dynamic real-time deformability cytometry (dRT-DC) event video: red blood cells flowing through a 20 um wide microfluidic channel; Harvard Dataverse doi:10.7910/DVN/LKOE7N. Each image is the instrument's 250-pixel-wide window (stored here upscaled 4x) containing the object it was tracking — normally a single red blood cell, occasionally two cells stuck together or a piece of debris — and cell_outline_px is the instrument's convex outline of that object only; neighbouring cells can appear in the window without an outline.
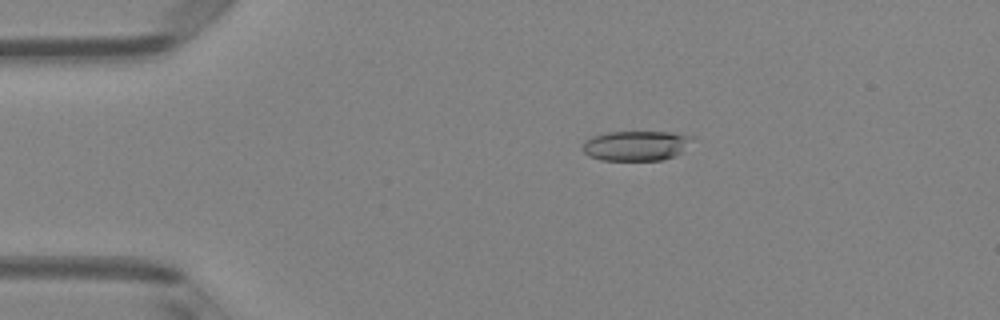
{"species": "Egyptian fruit bat (a non-hibernating species)", "species_latin": "Rousettus aegyptiacus", "temperature_condition": "room temperature", "stored_images_in_passage": 51, "camera_frame_rate_fps": 3000, "um_per_image_px": 0.085, "animal": {"sex": "female"}, "frame": {"image": 1, "passage_image": 10, "time_ms": 3.0, "image_size_px": [1000, 320], "cell_outline_px": [[692, 136], [680, 152], [676, 156], [660, 160], [600, 160], [588, 156], [580, 148], [584, 140], [592, 136], [608, 132], [672, 132]], "centroid_in_image_um": [53.95, 12.38], "position_along_channel_um": 31.0, "area_um2": 19.02}}
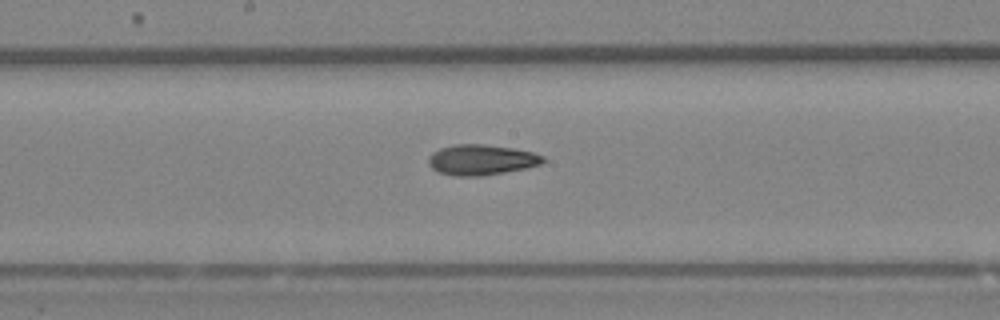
{"frame": {"image": 2, "passage_image": 27, "time_ms": 8.667, "image_size_px": [1000, 320], "cell_outline_px": [[548, 160], [540, 164], [524, 168], [504, 172], [480, 176], [456, 176], [440, 172], [432, 168], [428, 164], [428, 156], [432, 152], [440, 148], [456, 144], [484, 144], [512, 148], [532, 152], [544, 156]], "centroid_in_image_um": [40.91, 13.58], "position_along_channel_um": 207.3, "area_um2": 20.29}}
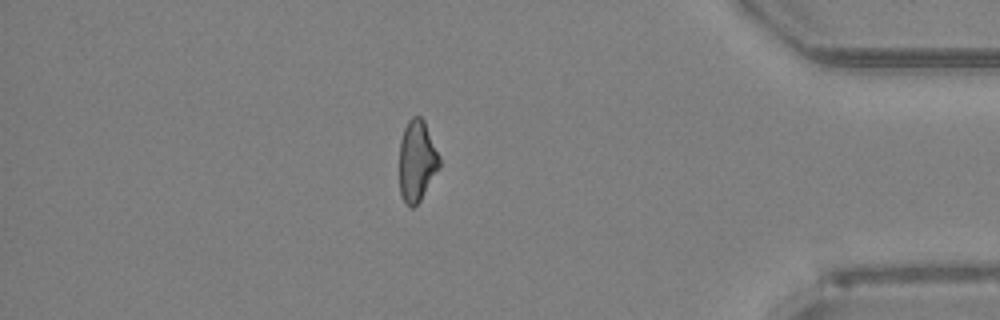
{"frame": {"image": 3, "passage_image": 44, "time_ms": 14.333, "image_size_px": [1000, 320], "cell_outline_px": [[440, 168], [420, 200], [412, 208], [404, 200], [400, 192], [400, 140], [404, 128], [408, 120], [412, 116], [420, 116], [424, 120], [440, 156]], "centroid_in_image_um": [35.45, 13.64], "position_along_channel_um": 399.7, "area_um2": 18.9}, "authors_computed_cell_mechanics": {"area_um2": 19.9988, "velocity_mm_per_s": 4.0291, "shape_relaxation_time_tau1_ms": 3.5368, "shape_relaxation_time_tau2_ms": 2.7034, "deformation_change_tau1": 0.1472, "deformation_change_tau2": 0.1103}}